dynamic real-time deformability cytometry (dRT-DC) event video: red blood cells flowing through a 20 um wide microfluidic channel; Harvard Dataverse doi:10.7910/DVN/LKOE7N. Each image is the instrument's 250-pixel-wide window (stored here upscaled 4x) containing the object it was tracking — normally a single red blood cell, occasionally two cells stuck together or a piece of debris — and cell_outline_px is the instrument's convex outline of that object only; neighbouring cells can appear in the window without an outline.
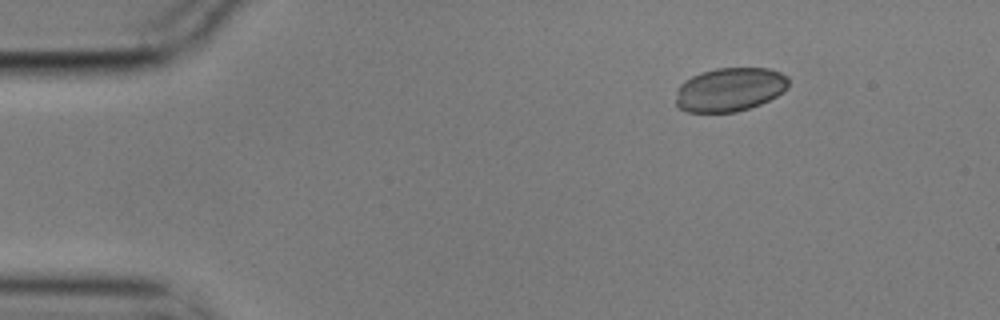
{"species": "common noctule bat (a hibernating species)", "species_latin": "Nyctalus noctula", "temperature_condition": "cold", "stored_images_in_passage": 7, "camera_frame_rate_fps": 3000, "um_per_image_px": 0.085, "animal": {"sex": "male", "body_mass_g": 17.9}, "frame": {"image": 1, "passage_image": 1, "time_ms": 0.0, "image_size_px": [1000, 320], "cell_outline_px": [[788, 88], [784, 92], [760, 104], [736, 112], [688, 112], [680, 108], [676, 104], [676, 92], [680, 84], [684, 80], [700, 72], [716, 68], [768, 68], [780, 72], [788, 76]], "centroid_in_image_um": [62.03, 7.6], "position_along_channel_um": 23.0, "area_um2": 28.9}}
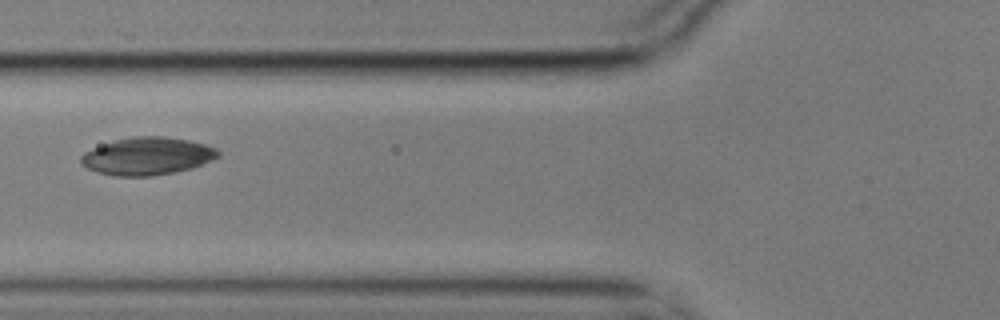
{"frame": {"image": 2, "passage_image": 5, "time_ms": 1.333, "image_size_px": [1000, 320], "cell_outline_px": [[220, 156], [212, 160], [192, 168], [176, 172], [152, 176], [112, 176], [96, 172], [80, 164], [80, 156], [84, 152], [112, 140], [132, 136], [164, 136], [188, 140], [204, 144], [216, 148], [220, 152]], "centroid_in_image_um": [12.5, 13.27], "position_along_channel_um": 113.3, "area_um2": 30.35}}
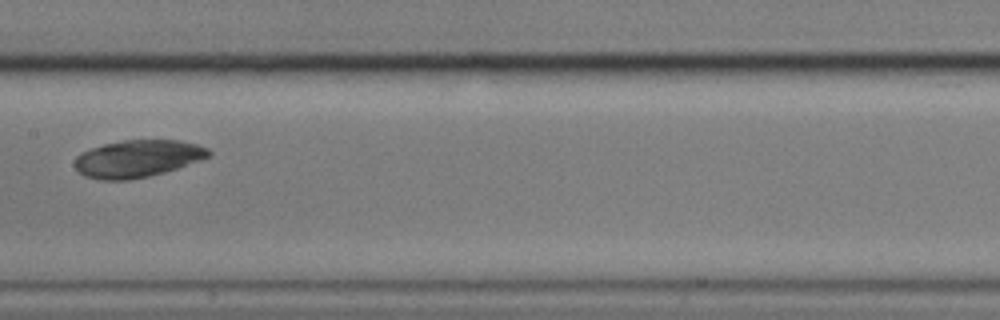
{"frame": {"image": 3, "passage_image": 7, "time_ms": 2.0, "image_size_px": [1000, 320], "cell_outline_px": [[212, 156], [164, 172], [148, 176], [128, 180], [96, 180], [84, 176], [72, 164], [76, 156], [80, 152], [104, 144], [124, 140], [180, 140], [196, 144], [208, 148], [212, 152]], "centroid_in_image_um": [11.67, 13.48], "position_along_channel_um": 195.7, "area_um2": 29.19}}